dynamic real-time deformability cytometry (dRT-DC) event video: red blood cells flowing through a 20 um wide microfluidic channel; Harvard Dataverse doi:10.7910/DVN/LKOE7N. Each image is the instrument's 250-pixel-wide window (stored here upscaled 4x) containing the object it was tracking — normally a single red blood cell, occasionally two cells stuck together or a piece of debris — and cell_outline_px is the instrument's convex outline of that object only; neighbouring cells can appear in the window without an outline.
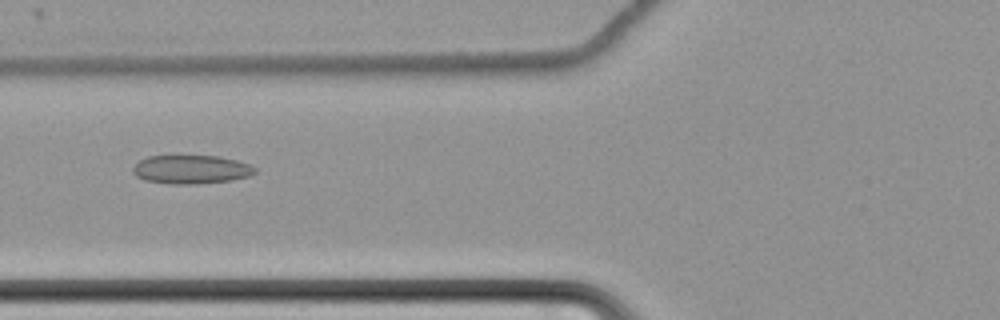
{"species": "common noctule bat (a hibernating species)", "species_latin": "Nyctalus noctula", "temperature_condition": "cold", "stored_images_in_passage": 62, "camera_frame_rate_fps": 3000, "um_per_image_px": 0.085, "animal": {"sex": "female", "body_mass_g": 22.7, "forearm_length_mm": 54.2}, "frame": {"image": 1, "passage_image": 27, "time_ms": 8.667, "image_size_px": [1000, 320], "cell_outline_px": [[256, 172], [248, 176], [228, 180], [196, 184], [172, 184], [144, 180], [136, 176], [132, 172], [132, 168], [140, 160], [148, 156], [220, 156], [236, 160], [248, 164], [256, 168]], "centroid_in_image_um": [16.22, 14.4], "position_along_channel_um": 109.6, "area_um2": 20.23}}
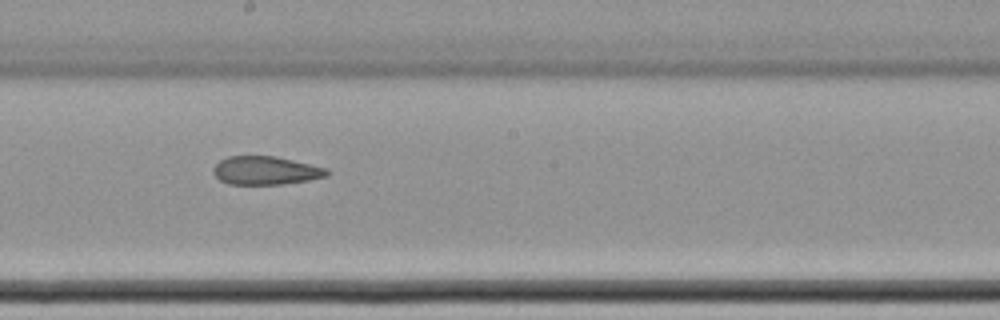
{"frame": {"image": 2, "passage_image": 37, "time_ms": 12.0, "image_size_px": [1000, 320], "cell_outline_px": [[332, 172], [328, 176], [308, 180], [284, 184], [228, 184], [220, 180], [212, 172], [212, 168], [220, 160], [228, 156], [276, 156], [328, 168]], "centroid_in_image_um": [22.61, 14.49], "position_along_channel_um": 225.6, "area_um2": 18.96}}
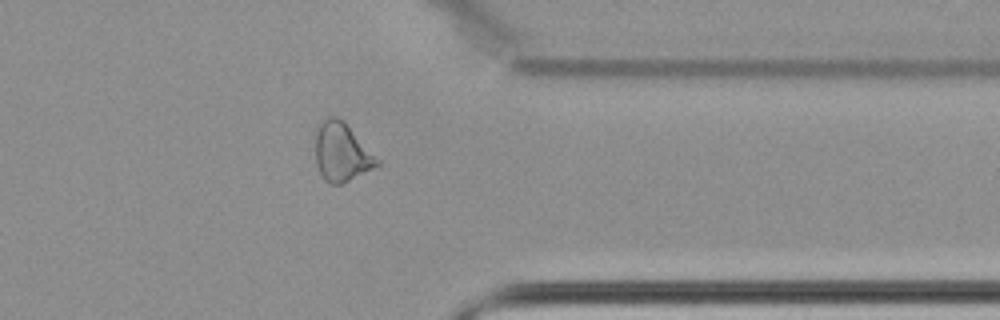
{"frame": {"image": 3, "passage_image": 51, "time_ms": 16.667, "image_size_px": [1000, 320], "cell_outline_px": [[380, 164], [340, 184], [328, 184], [324, 180], [316, 164], [316, 128], [328, 116], [332, 116], [344, 120], [380, 160]], "centroid_in_image_um": [29.03, 12.92], "position_along_channel_um": 382.4, "area_um2": 20.87}, "authors_computed_cell_mechanics": {"area_um2": 22.7443, "velocity_mm_per_s": 3.4815, "shape_relaxation_time_tau1_ms": null, "shape_relaxation_time_tau2_ms": 4.1733, "deformation_change_tau1": null, "deformation_change_tau2": 0.1193}}